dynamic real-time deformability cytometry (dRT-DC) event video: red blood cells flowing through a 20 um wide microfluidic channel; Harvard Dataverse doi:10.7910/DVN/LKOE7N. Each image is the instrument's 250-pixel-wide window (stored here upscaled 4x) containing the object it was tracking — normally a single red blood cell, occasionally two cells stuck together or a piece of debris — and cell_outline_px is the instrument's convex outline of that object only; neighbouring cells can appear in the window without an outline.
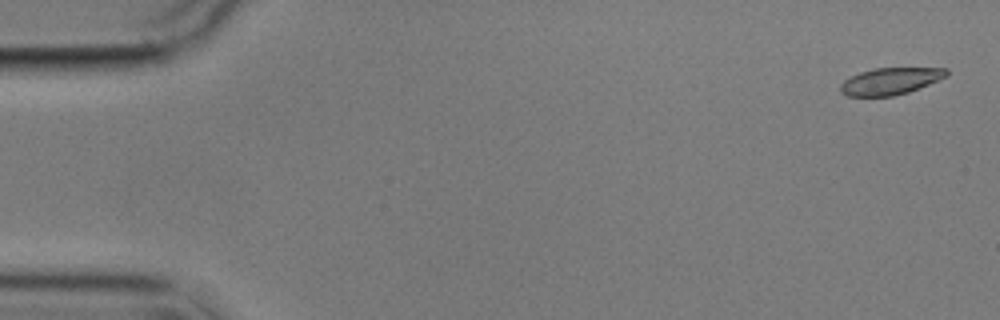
{"species": "common noctule bat (a hibernating species)", "species_latin": "Nyctalus noctula", "temperature_condition": "cold", "stored_images_in_passage": 5, "camera_frame_rate_fps": 3000, "um_per_image_px": 0.085, "animal": {"sex": "male", "body_mass_g": 17.9}, "frame": {"image": 1, "passage_image": 1, "time_ms": 0.0, "image_size_px": [1000, 320], "cell_outline_px": [[948, 76], [920, 88], [908, 92], [892, 96], [848, 96], [840, 92], [840, 84], [844, 80], [860, 72], [872, 68], [948, 68]], "centroid_in_image_um": [75.69, 6.89], "position_along_channel_um": 9.3, "area_um2": 16.65}}
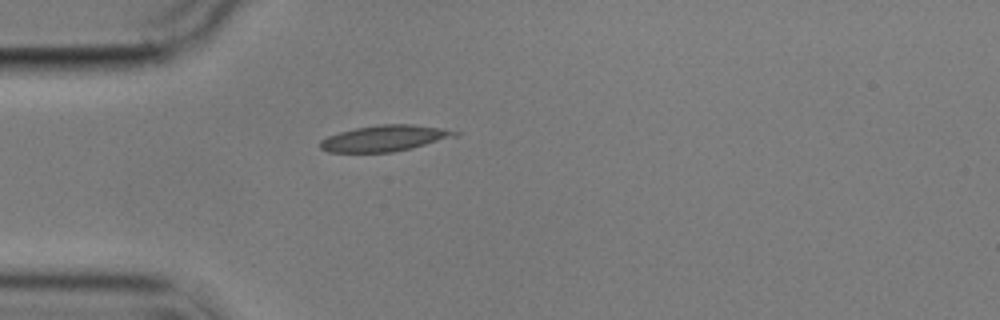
{"frame": {"image": 2, "passage_image": 5, "time_ms": 4.667, "image_size_px": [1000, 320], "cell_outline_px": [[460, 132], [456, 136], [412, 148], [392, 152], [328, 152], [320, 148], [320, 140], [328, 136], [340, 132], [356, 128], [380, 124], [412, 124], [440, 128]], "centroid_in_image_um": [32.67, 11.75], "position_along_channel_um": 52.3, "area_um2": 20.23}}